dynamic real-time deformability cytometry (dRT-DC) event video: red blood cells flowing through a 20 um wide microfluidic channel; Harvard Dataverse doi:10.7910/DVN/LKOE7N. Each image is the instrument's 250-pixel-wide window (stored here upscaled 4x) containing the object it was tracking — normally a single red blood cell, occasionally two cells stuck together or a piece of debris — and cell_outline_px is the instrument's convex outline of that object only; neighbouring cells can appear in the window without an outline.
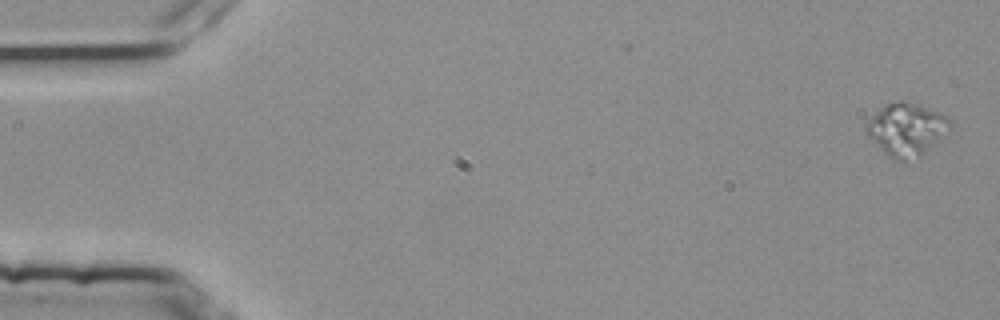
{"species": "common noctule bat (a hibernating species)", "species_latin": "Nyctalus noctula", "temperature_condition": "room temperature", "stored_images_in_passage": 8, "camera_frame_rate_fps": 3000, "um_per_image_px": 0.085, "animal": {"sex": "female", "body_mass_g": 25.1}, "frame": {"image": 1, "passage_image": 1, "time_ms": 0.0, "image_size_px": [1000, 320], "cell_outline_px": [[952, 128], [920, 156], [904, 160], [896, 160], [888, 156], [864, 132], [864, 124], [884, 104], [900, 100], [904, 100], [916, 104], [936, 112], [952, 120]], "centroid_in_image_um": [77.01, 10.98], "position_along_channel_um": 8.0, "area_um2": 25.43}}